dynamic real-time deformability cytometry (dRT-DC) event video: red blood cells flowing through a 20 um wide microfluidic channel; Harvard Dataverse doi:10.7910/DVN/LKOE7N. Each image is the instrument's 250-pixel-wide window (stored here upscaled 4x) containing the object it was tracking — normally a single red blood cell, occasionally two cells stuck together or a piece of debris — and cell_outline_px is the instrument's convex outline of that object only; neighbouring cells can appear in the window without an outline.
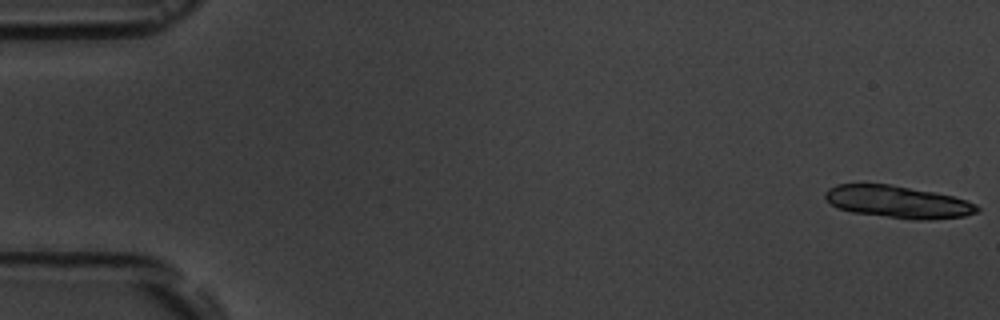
{"species": "common noctule bat (a hibernating species)", "species_latin": "Nyctalus noctula", "temperature_condition": "room temperature", "stored_images_in_passage": 7, "camera_frame_rate_fps": 3000, "um_per_image_px": 0.085, "animal": {"sex": "male", "body_mass_g": 19.5, "forearm_length_mm": 54.6}, "frame": {"image": 1, "passage_image": 1, "time_ms": 0.0, "image_size_px": [1000, 320], "cell_outline_px": [[980, 212], [964, 216], [928, 220], [916, 220], [852, 212], [836, 208], [824, 196], [824, 192], [828, 188], [836, 184], [888, 184], [932, 192], [952, 196], [968, 200], [976, 204], [980, 208]], "centroid_in_image_um": [76.33, 17.17], "position_along_channel_um": 8.7, "area_um2": 28.5}}
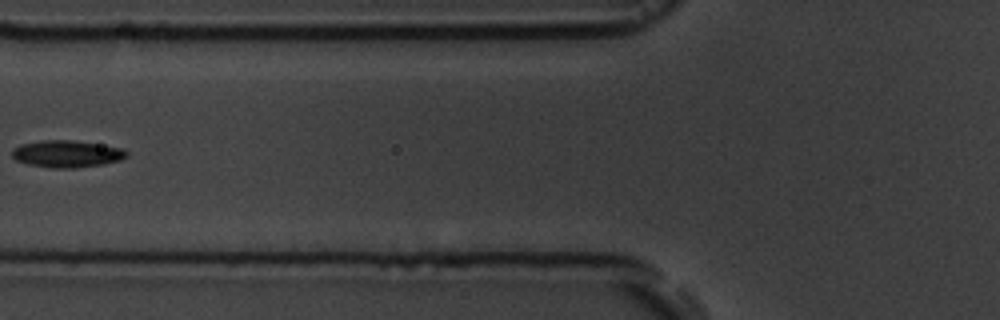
{"frame": {"image": 2, "passage_image": 6, "time_ms": 7.333, "image_size_px": [1000, 320], "cell_outline_px": [[128, 156], [120, 160], [104, 164], [76, 168], [52, 168], [28, 164], [16, 160], [12, 156], [12, 148], [20, 144], [44, 140], [72, 140], [124, 148], [128, 152]], "centroid_in_image_um": [5.69, 13.08], "position_along_channel_um": 120.1, "area_um2": 18.15}}
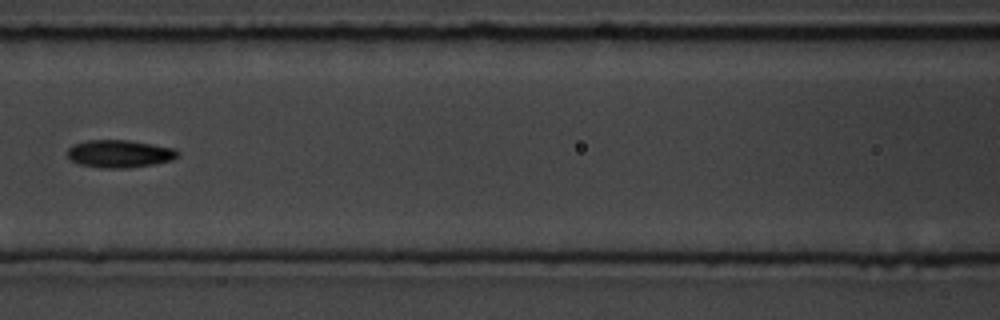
{"frame": {"image": 3, "passage_image": 7, "time_ms": 8.333, "image_size_px": [1000, 320], "cell_outline_px": [[180, 152], [172, 160], [152, 164], [128, 168], [104, 168], [80, 164], [72, 160], [68, 156], [68, 148], [72, 144], [88, 140], [128, 140], [176, 148]], "centroid_in_image_um": [10.17, 13.06], "position_along_channel_um": 156.4, "area_um2": 17.69}}